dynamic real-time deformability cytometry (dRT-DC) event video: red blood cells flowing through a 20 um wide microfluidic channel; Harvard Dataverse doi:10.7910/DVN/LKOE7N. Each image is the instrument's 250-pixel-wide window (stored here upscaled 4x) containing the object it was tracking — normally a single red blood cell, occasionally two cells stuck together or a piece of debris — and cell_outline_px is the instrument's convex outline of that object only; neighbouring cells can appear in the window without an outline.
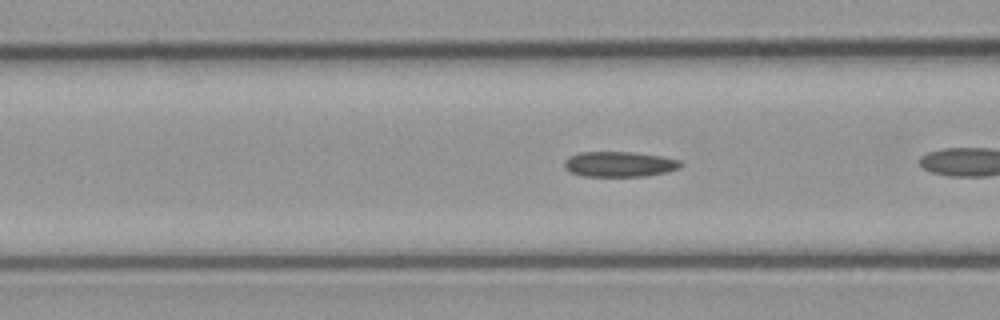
{"species": "common noctule bat (a hibernating species)", "species_latin": "Nyctalus noctula", "temperature_condition": "cold", "stored_images_in_passage": 27, "camera_frame_rate_fps": 3000, "um_per_image_px": 0.085, "animal": {"sex": "male", "body_mass_g": 23.1, "forearm_length_mm": 52.7}, "frame": {"image": 1, "passage_image": 5, "time_ms": 1.333, "image_size_px": [1000, 320], "cell_outline_px": [[684, 164], [680, 168], [664, 172], [644, 176], [580, 176], [568, 172], [564, 168], [564, 160], [568, 156], [580, 152], [632, 152], [664, 156], [680, 160]], "centroid_in_image_um": [52.62, 13.95], "position_along_channel_um": 114.0, "area_um2": 17.4}}